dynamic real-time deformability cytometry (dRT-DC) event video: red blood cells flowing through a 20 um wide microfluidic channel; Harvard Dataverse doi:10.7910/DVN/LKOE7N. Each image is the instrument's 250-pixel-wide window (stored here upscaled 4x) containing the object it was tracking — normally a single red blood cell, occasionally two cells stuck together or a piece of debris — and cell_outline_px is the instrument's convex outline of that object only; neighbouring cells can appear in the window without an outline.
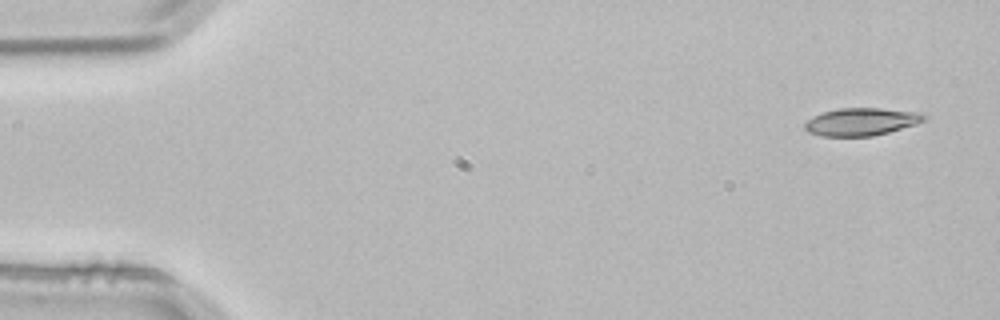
{"species": "common noctule bat (a hibernating species)", "species_latin": "Nyctalus noctula", "temperature_condition": "room temperature", "stored_images_in_passage": 3, "camera_frame_rate_fps": 3000, "um_per_image_px": 0.085, "animal": {"sex": "male", "body_mass_g": 21.5, "forearm_length_mm": 52.0}, "frame": {"image": 1, "passage_image": 1, "time_ms": 0.0, "image_size_px": [1000, 320], "cell_outline_px": [[928, 116], [924, 120], [916, 124], [888, 132], [872, 136], [820, 136], [808, 132], [804, 128], [804, 124], [812, 116], [820, 112], [840, 108], [880, 108], [916, 112]], "centroid_in_image_um": [73.16, 10.34], "position_along_channel_um": 11.8, "area_um2": 19.19}}